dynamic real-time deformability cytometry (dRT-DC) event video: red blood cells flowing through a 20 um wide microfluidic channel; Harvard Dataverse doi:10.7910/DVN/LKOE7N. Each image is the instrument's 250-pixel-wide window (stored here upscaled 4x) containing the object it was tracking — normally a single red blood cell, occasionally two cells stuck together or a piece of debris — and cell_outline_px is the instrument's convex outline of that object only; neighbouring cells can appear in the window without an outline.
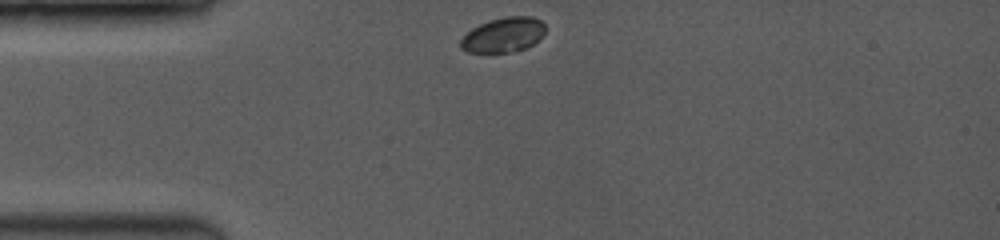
{"species": "common noctule bat (a hibernating species)", "species_latin": "Nyctalus noctula", "temperature_condition": "room temperature", "stored_images_in_passage": 37, "camera_frame_rate_fps": 3500, "um_per_image_px": 0.085, "animal": {"sex": "female", "body_mass_g": 19.0, "forearm_length_mm": 53.3}, "frame": {"image": 1, "passage_image": 1, "time_ms": 0.0, "image_size_px": [1000, 240], "cell_outline_px": [[544, 32], [532, 44], [524, 48], [508, 52], [468, 52], [460, 48], [460, 40], [472, 28], [488, 20], [504, 16], [532, 16], [540, 20], [544, 24]], "centroid_in_image_um": [42.75, 2.94], "position_along_channel_um": 42.2, "area_um2": 16.94}}
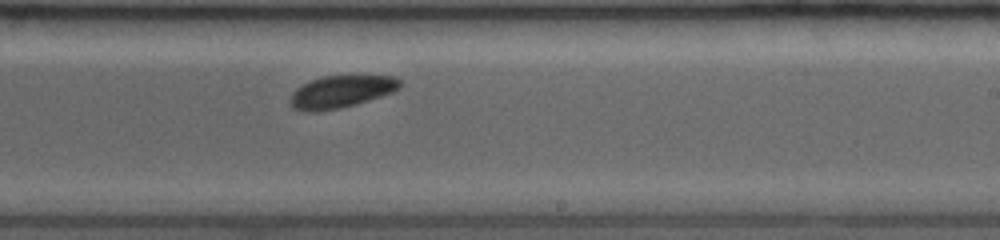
{"frame": {"image": 2, "passage_image": 22, "time_ms": 6.0, "image_size_px": [1000, 240], "cell_outline_px": [[404, 84], [400, 88], [392, 92], [356, 104], [340, 108], [316, 112], [304, 112], [292, 108], [292, 92], [296, 88], [312, 80], [324, 76], [396, 76]], "centroid_in_image_um": [29.02, 7.8], "position_along_channel_um": 260.0, "area_um2": 20.52}}
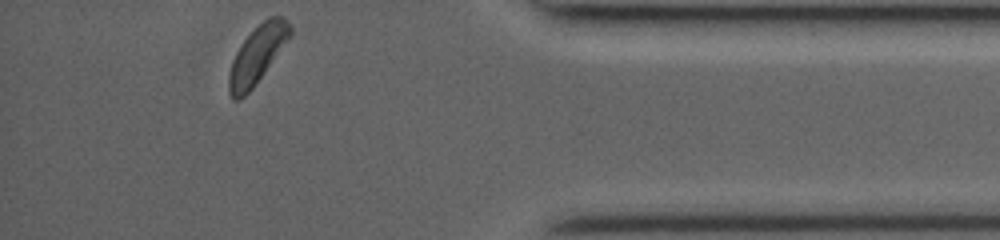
{"frame": {"image": 3, "passage_image": 37, "time_ms": 10.286, "image_size_px": [1000, 240], "cell_outline_px": [[292, 36], [252, 88], [240, 100], [232, 100], [228, 92], [228, 72], [232, 60], [240, 44], [268, 16], [284, 16], [288, 20], [292, 28]], "centroid_in_image_um": [21.87, 4.65], "position_along_channel_um": 413.3, "area_um2": 20.58}}